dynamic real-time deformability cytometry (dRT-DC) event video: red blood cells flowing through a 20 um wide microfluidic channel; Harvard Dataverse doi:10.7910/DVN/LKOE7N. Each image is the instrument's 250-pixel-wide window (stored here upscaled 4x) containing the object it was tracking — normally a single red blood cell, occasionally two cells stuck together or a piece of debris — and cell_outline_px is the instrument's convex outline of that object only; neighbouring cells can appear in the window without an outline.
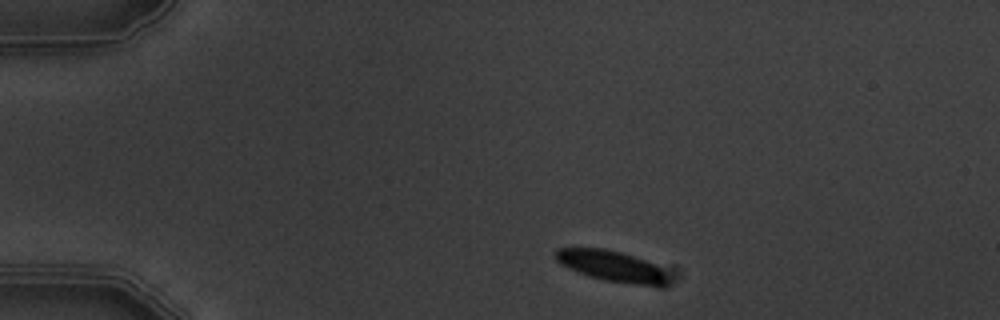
{"species": "common noctule bat (a hibernating species)", "species_latin": "Nyctalus noctula", "temperature_condition": "warm", "stored_images_in_passage": 3, "camera_frame_rate_fps": 3000, "um_per_image_px": 0.085, "animal": {"sex": "male", "body_mass_g": 19.5, "forearm_length_mm": 54.6}, "frame": {"image": 1, "passage_image": 1, "time_ms": 0.0, "image_size_px": [1000, 320], "cell_outline_px": [[680, 276], [668, 288], [660, 288], [604, 280], [588, 276], [568, 268], [560, 264], [552, 256], [552, 252], [556, 248], [604, 248], [676, 264], [680, 268]], "centroid_in_image_um": [52.56, 22.66], "position_along_channel_um": 32.4, "area_um2": 23.76}}